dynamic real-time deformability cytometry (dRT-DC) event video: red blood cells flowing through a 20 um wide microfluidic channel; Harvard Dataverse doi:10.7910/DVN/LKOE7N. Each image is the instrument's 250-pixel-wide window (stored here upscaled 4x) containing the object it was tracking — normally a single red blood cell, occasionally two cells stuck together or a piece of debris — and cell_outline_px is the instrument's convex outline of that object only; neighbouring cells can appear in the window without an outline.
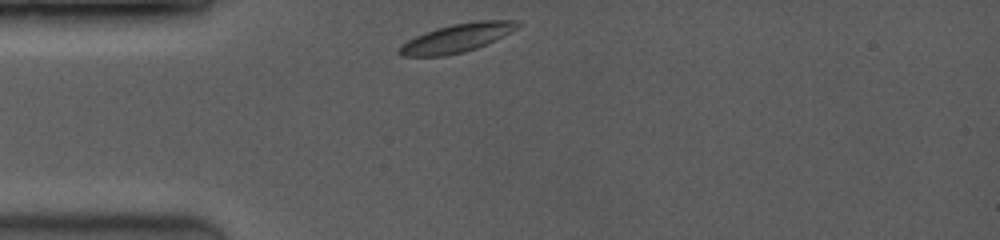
{"species": "common noctule bat (a hibernating species)", "species_latin": "Nyctalus noctula", "temperature_condition": "room temperature", "stored_images_in_passage": 4, "camera_frame_rate_fps": 3500, "um_per_image_px": 0.085, "animal": {"sex": "female", "body_mass_g": 19.0, "forearm_length_mm": 53.3}, "frame": {"image": 1, "passage_image": 1, "time_ms": 0.0, "image_size_px": [1000, 240], "cell_outline_px": [[520, 28], [512, 32], [476, 48], [464, 52], [444, 56], [400, 56], [396, 52], [396, 48], [408, 40], [416, 36], [436, 28], [452, 24], [476, 20], [516, 20], [520, 24]], "centroid_in_image_um": [38.83, 3.23], "position_along_channel_um": 46.2, "area_um2": 19.77}}
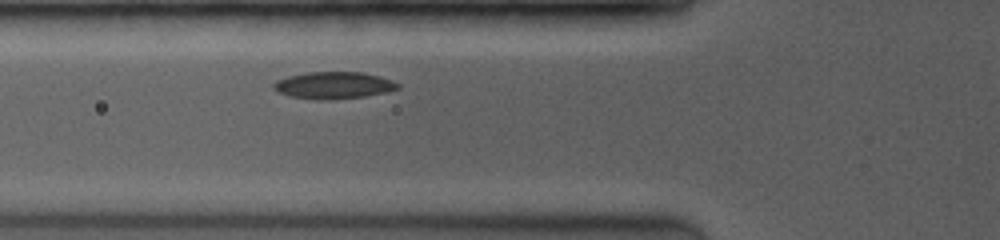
{"frame": {"image": 2, "passage_image": 4, "time_ms": 1.714, "image_size_px": [1000, 240], "cell_outline_px": [[400, 88], [384, 92], [364, 96], [332, 100], [316, 100], [288, 96], [276, 92], [272, 88], [272, 84], [276, 80], [288, 76], [308, 72], [360, 72], [380, 76], [400, 84]], "centroid_in_image_um": [28.29, 7.26], "position_along_channel_um": 97.5, "area_um2": 19.65}}